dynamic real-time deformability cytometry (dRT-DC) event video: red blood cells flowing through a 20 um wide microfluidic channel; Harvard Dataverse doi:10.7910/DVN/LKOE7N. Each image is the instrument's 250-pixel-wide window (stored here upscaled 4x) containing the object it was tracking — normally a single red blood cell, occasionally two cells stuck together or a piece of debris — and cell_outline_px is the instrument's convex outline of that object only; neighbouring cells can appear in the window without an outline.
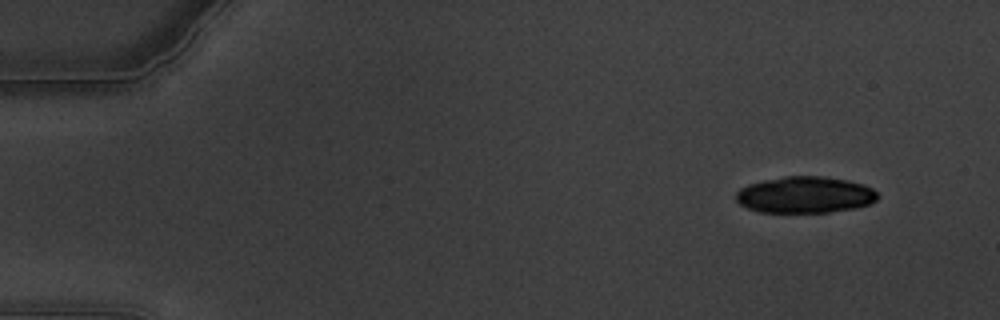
{"species": "common noctule bat (a hibernating species)", "species_latin": "Nyctalus noctula", "temperature_condition": "warm", "stored_images_in_passage": 62, "camera_frame_rate_fps": 3000, "um_per_image_px": 0.085, "animal": {"sex": "male", "body_mass_g": 19.5, "forearm_length_mm": 54.6}, "frame": {"image": 1, "passage_image": 6, "time_ms": 1.667, "image_size_px": [1000, 320], "cell_outline_px": [[880, 196], [876, 200], [868, 204], [856, 208], [828, 212], [760, 212], [748, 208], [740, 204], [736, 200], [736, 192], [740, 188], [748, 184], [764, 180], [784, 176], [824, 176], [848, 180], [864, 184], [872, 188]], "centroid_in_image_um": [68.43, 16.55], "position_along_channel_um": 16.6, "area_um2": 30.23}}